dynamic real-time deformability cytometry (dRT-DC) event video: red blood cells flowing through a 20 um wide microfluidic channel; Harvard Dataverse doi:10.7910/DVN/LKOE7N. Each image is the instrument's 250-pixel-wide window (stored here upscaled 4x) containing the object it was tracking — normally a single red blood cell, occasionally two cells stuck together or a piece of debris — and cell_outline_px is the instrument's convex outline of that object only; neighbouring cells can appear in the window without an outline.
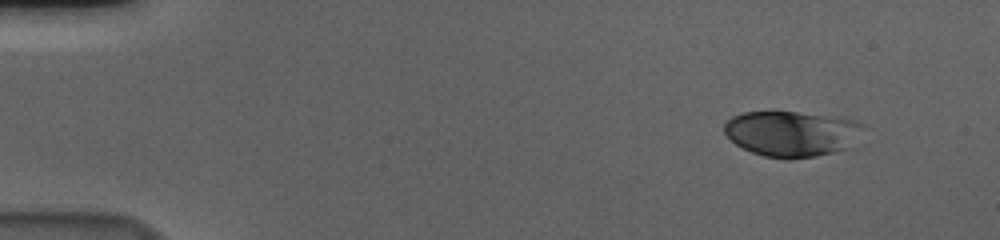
{"species": "human", "species_latin": "Homo sapiens", "temperature_condition": "cold", "stored_images_in_passage": 52, "camera_frame_rate_fps": 3000, "um_per_image_px": 0.085, "donor": {"sex": "male"}, "frame": {"image": 1, "passage_image": 1, "time_ms": 0.0, "image_size_px": [1000, 240], "cell_outline_px": [[864, 124], [848, 148], [816, 156], [788, 160], [764, 156], [752, 152], [736, 144], [724, 132], [724, 124], [732, 116], [744, 112], [796, 112], [836, 116], [852, 120]], "centroid_in_image_um": [67.25, 11.36], "position_along_channel_um": 17.7, "area_um2": 36.59}}
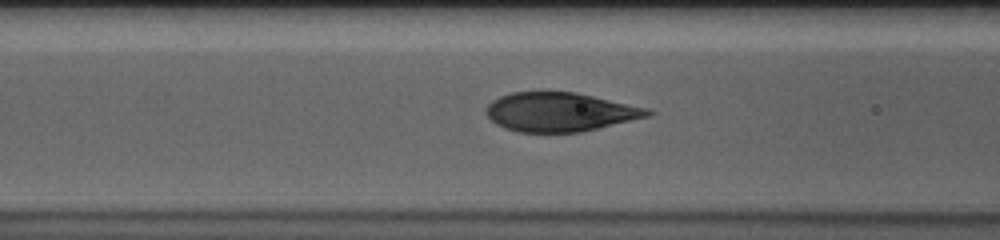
{"frame": {"image": 2, "passage_image": 19, "time_ms": 6.0, "image_size_px": [1000, 240], "cell_outline_px": [[656, 112], [648, 116], [580, 132], [520, 132], [504, 128], [496, 124], [488, 116], [488, 104], [492, 100], [500, 96], [512, 92], [576, 92], [648, 108]], "centroid_in_image_um": [47.6, 9.51], "position_along_channel_um": 119.0, "area_um2": 36.3}}
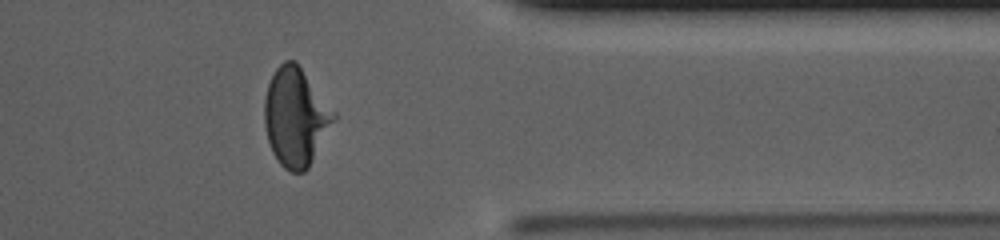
{"frame": {"image": 3, "passage_image": 42, "time_ms": 13.667, "image_size_px": [1000, 240], "cell_outline_px": [[336, 116], [308, 168], [304, 172], [292, 172], [284, 168], [280, 164], [272, 152], [268, 140], [264, 124], [264, 100], [268, 84], [276, 68], [284, 60], [296, 60], [336, 112]], "centroid_in_image_um": [25.12, 9.92], "position_along_channel_um": 386.3, "area_um2": 39.54}, "authors_computed_cell_mechanics": {"area_um2": 37.3388, "velocity_mm_per_s": 3.6387, "shape_relaxation_time_tau1_ms": 4.23, "shape_relaxation_time_tau2_ms": null, "deformation_change_tau1": 0.1938, "deformation_change_tau2": null}}